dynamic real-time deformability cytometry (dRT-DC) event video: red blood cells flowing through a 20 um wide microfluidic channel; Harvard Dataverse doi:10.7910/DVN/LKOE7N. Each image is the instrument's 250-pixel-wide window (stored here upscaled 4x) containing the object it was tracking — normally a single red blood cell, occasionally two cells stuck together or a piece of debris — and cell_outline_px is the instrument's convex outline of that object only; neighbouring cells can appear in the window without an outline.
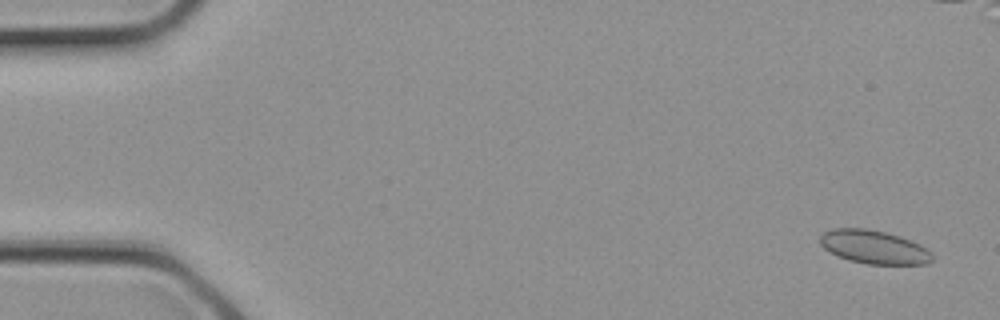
{"species": "common noctule bat (a hibernating species)", "species_latin": "Nyctalus noctula", "temperature_condition": "cold", "stored_images_in_passage": 4, "camera_frame_rate_fps": 3000, "um_per_image_px": 0.085, "animal": {"sex": "female", "body_mass_g": 21.9}, "frame": {"image": 1, "passage_image": 1, "time_ms": 0.0, "image_size_px": [1000, 320], "cell_outline_px": [[936, 256], [928, 264], [868, 264], [848, 260], [836, 256], [824, 248], [820, 244], [820, 236], [824, 232], [832, 228], [864, 228], [884, 232], [900, 236], [920, 244], [932, 252]], "centroid_in_image_um": [74.3, 21.0], "position_along_channel_um": 10.7, "area_um2": 22.08}}